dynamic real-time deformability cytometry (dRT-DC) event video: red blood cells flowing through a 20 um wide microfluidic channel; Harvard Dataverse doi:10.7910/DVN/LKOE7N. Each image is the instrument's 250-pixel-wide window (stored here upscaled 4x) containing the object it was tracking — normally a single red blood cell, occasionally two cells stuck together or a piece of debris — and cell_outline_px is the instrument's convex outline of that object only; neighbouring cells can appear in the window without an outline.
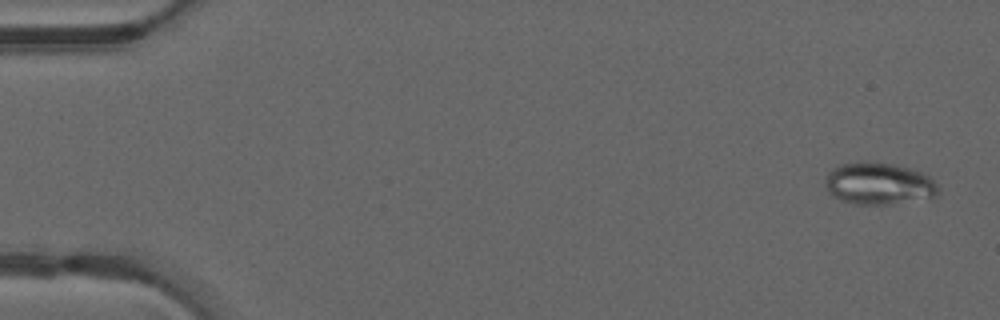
{"species": "common noctule bat (a hibernating species)", "species_latin": "Nyctalus noctula", "temperature_condition": "warm", "stored_images_in_passage": 49, "camera_frame_rate_fps": 3000, "um_per_image_px": 0.085, "animal": {"sex": "male", "forearm_length_mm": 52.5}, "frame": {"image": 1, "passage_image": 2, "time_ms": 0.333, "image_size_px": [1000, 320], "cell_outline_px": [[940, 192], [936, 196], [884, 204], [856, 204], [840, 200], [832, 196], [828, 192], [824, 184], [828, 172], [832, 168], [840, 164], [856, 160], [864, 160], [892, 164], [924, 172], [940, 188]], "centroid_in_image_um": [74.64, 15.57], "position_along_channel_um": 10.4, "area_um2": 27.8}}
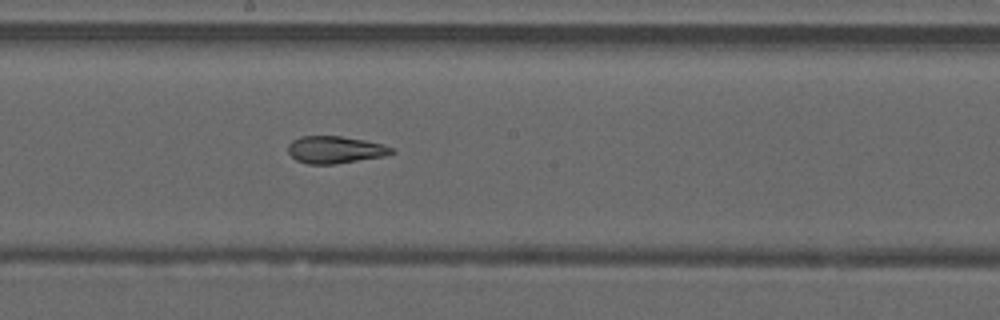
{"frame": {"image": 2, "passage_image": 27, "time_ms": 8.667, "image_size_px": [1000, 320], "cell_outline_px": [[396, 152], [384, 156], [332, 164], [308, 164], [296, 160], [288, 152], [288, 144], [292, 140], [300, 136], [340, 136], [364, 140], [384, 144], [392, 148]], "centroid_in_image_um": [28.47, 12.72], "position_along_channel_um": 219.7, "area_um2": 16.36}}
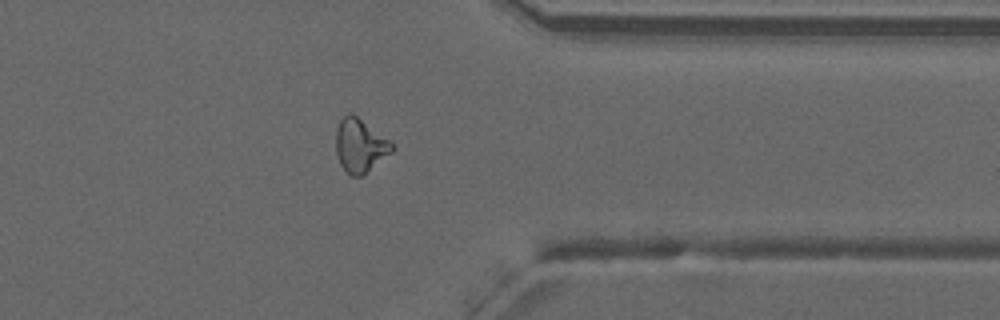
{"frame": {"image": 3, "passage_image": 39, "time_ms": 12.667, "image_size_px": [1000, 320], "cell_outline_px": [[396, 148], [392, 152], [360, 176], [352, 176], [340, 164], [336, 152], [336, 128], [340, 120], [348, 112], [352, 112], [388, 140]], "centroid_in_image_um": [30.58, 12.34], "position_along_channel_um": 380.8, "area_um2": 17.11}, "authors_computed_cell_mechanics": {"area_um2": 18.3226, "velocity_mm_per_s": 4.2329, "shape_relaxation_time_tau1_ms": null, "shape_relaxation_time_tau2_ms": 2.6598, "deformation_change_tau1": null, "deformation_change_tau2": 0.0997}}